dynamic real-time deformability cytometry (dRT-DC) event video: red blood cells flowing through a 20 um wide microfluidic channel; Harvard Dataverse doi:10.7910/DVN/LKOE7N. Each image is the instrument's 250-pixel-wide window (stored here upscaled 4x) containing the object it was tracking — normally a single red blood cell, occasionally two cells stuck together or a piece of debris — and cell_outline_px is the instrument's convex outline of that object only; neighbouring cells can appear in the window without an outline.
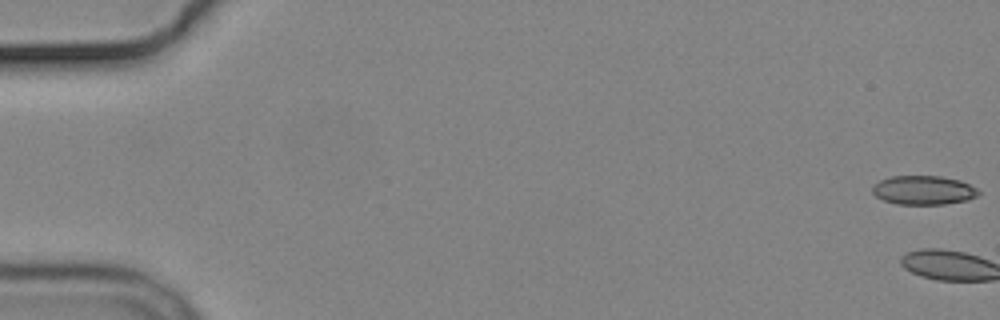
{"species": "common noctule bat (a hibernating species)", "species_latin": "Nyctalus noctula", "temperature_condition": "cold", "stored_images_in_passage": 3, "camera_frame_rate_fps": 3000, "um_per_image_px": 0.085, "animal": {"sex": "male", "body_mass_g": 19.2, "forearm_length_mm": 51.8}, "frame": {"image": 1, "passage_image": 1, "time_ms": 0.0, "image_size_px": [1000, 320], "cell_outline_px": [[980, 192], [976, 196], [968, 200], [944, 204], [896, 204], [884, 200], [876, 196], [872, 192], [872, 184], [880, 180], [892, 176], [940, 176], [960, 180], [976, 188]], "centroid_in_image_um": [78.48, 16.16], "position_along_channel_um": 6.5, "area_um2": 17.92}}